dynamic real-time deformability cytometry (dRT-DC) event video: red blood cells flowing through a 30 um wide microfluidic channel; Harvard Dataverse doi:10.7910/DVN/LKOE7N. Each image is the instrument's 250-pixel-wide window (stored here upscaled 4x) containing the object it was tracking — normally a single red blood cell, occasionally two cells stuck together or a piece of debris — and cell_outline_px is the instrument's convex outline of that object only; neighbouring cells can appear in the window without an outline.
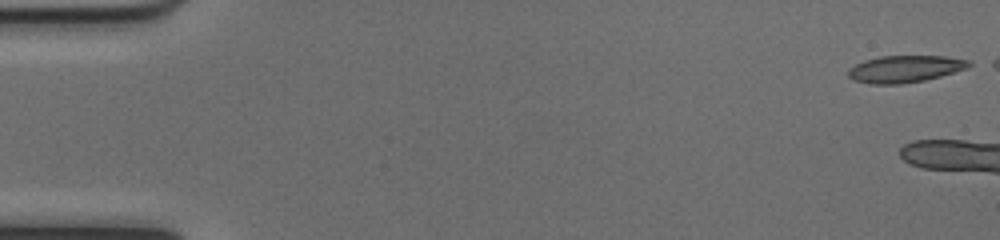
{"species": "common noctule bat (a hibernating species)", "species_latin": "Nyctalus noctula", "temperature_condition": "cold", "stored_images_in_passage": 5, "camera_frame_rate_fps": 3000, "um_per_image_px": 0.085, "animal": {"sex": "female", "body_mass_g": 17.0, "forearm_length_mm": 48.0}, "frame": {"image": 1, "passage_image": 1, "time_ms": 0.0, "image_size_px": [1000, 240], "cell_outline_px": [[976, 64], [968, 68], [940, 76], [924, 80], [900, 84], [872, 84], [852, 80], [848, 76], [848, 68], [864, 60], [880, 56], [944, 56], [968, 60]], "centroid_in_image_um": [76.93, 5.85], "position_along_channel_um": 8.1, "area_um2": 19.07}}